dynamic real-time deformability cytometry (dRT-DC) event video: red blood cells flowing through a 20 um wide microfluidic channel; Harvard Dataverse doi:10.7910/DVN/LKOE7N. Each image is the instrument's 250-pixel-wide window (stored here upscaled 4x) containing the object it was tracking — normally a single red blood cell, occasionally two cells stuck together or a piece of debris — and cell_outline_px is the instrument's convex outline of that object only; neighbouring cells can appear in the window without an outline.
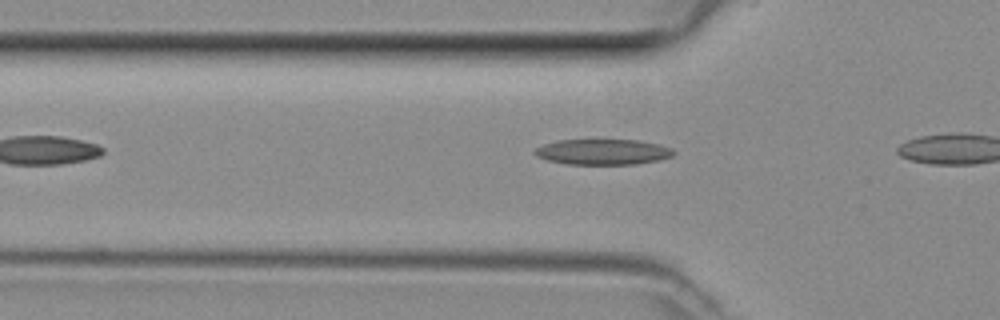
{"species": "common noctule bat (a hibernating species)", "species_latin": "Nyctalus noctula", "temperature_condition": "room temperature", "stored_images_in_passage": 3, "camera_frame_rate_fps": 3000, "um_per_image_px": 0.085, "animal": {"sex": "female", "body_mass_g": 29.2, "forearm_length_mm": 56.3}, "frame": {"image": 1, "passage_image": 2, "time_ms": 0.333, "image_size_px": [1000, 320], "cell_outline_px": [[676, 152], [672, 156], [656, 160], [636, 164], [568, 164], [548, 160], [536, 156], [532, 152], [536, 148], [544, 144], [556, 140], [636, 140], [656, 144], [672, 148]], "centroid_in_image_um": [51.21, 12.91], "position_along_channel_um": 74.6, "area_um2": 20.52}}